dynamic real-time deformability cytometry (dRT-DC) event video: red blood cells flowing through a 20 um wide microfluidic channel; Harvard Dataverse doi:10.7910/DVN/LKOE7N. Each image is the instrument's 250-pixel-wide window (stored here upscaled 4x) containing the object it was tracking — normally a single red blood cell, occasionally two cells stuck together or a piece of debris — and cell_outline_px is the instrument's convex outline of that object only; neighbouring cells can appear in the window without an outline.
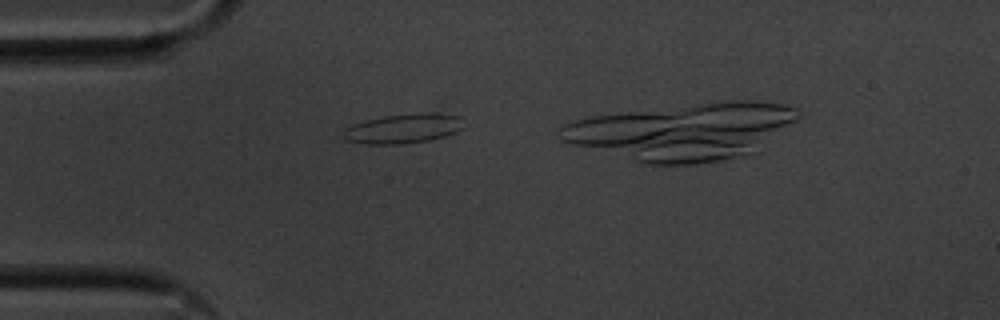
{"species": "common noctule bat (a hibernating species)", "species_latin": "Nyctalus noctula", "temperature_condition": "cold", "stored_images_in_passage": 12, "camera_frame_rate_fps": 3000, "um_per_image_px": 0.085, "animal": {"sex": "male", "body_mass_g": 20.1, "forearm_length_mm": 53.5}, "frame": {"image": 1, "passage_image": 6, "time_ms": 1.667, "image_size_px": [1000, 320], "cell_outline_px": [[464, 128], [456, 132], [444, 136], [428, 140], [400, 144], [364, 144], [344, 140], [344, 128], [352, 124], [364, 120], [384, 116], [428, 112], [460, 116]], "centroid_in_image_um": [34.25, 10.93], "position_along_channel_um": 50.7, "area_um2": 20.75}}